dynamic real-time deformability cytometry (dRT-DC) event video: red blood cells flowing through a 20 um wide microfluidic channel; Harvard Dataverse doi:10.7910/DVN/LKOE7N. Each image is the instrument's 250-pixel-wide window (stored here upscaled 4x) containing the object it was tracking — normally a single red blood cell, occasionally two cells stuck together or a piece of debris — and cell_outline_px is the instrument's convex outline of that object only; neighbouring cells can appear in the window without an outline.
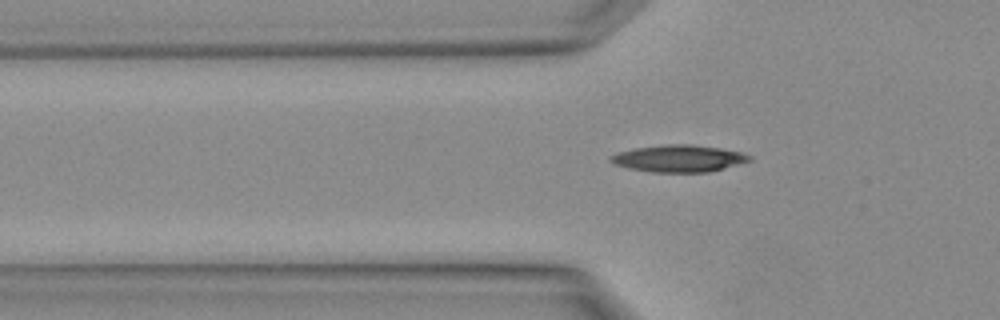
{"species": "Egyptian fruit bat (a non-hibernating species)", "species_latin": "Rousettus aegyptiacus", "temperature_condition": "warm", "stored_images_in_passage": 3, "camera_frame_rate_fps": 3000, "um_per_image_px": 0.085, "animal": {"sex": "female"}, "frame": {"image": 1, "passage_image": 2, "time_ms": 0.333, "image_size_px": [1000, 320], "cell_outline_px": [[752, 160], [724, 168], [708, 172], [652, 172], [612, 164], [608, 160], [608, 156], [620, 152], [636, 148], [664, 144], [692, 144], [720, 148], [740, 152], [752, 156]], "centroid_in_image_um": [57.69, 13.46], "position_along_channel_um": 68.1, "area_um2": 21.73}}